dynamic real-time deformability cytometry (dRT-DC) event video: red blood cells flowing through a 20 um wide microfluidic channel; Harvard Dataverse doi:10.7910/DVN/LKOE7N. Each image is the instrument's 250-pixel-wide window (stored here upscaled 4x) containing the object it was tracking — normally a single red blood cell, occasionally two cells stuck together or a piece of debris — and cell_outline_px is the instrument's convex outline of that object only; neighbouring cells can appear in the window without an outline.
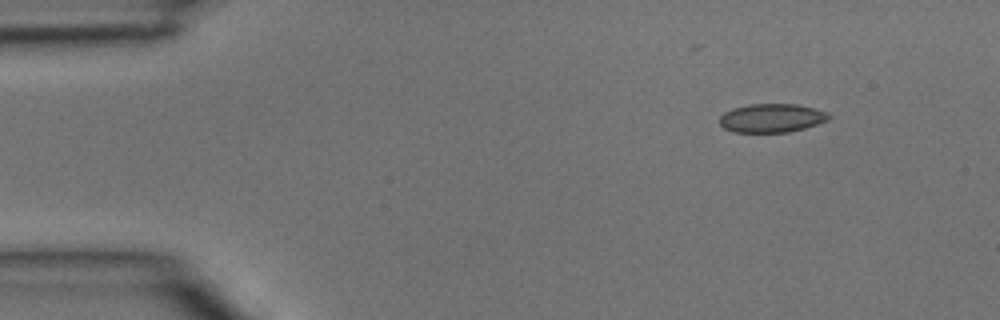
{"species": "common noctule bat (a hibernating species)", "species_latin": "Nyctalus noctula", "temperature_condition": "room temperature", "stored_images_in_passage": 3, "camera_frame_rate_fps": 3000, "um_per_image_px": 0.085, "animal": {"sex": "male", "body_mass_g": 15.6}, "frame": {"image": 1, "passage_image": 1, "time_ms": 0.0, "image_size_px": [1000, 320], "cell_outline_px": [[832, 116], [828, 120], [804, 128], [788, 132], [732, 132], [724, 128], [720, 124], [720, 116], [724, 112], [732, 108], [748, 104], [796, 104], [828, 112]], "centroid_in_image_um": [65.57, 10.03], "position_along_channel_um": 19.4, "area_um2": 18.26}}
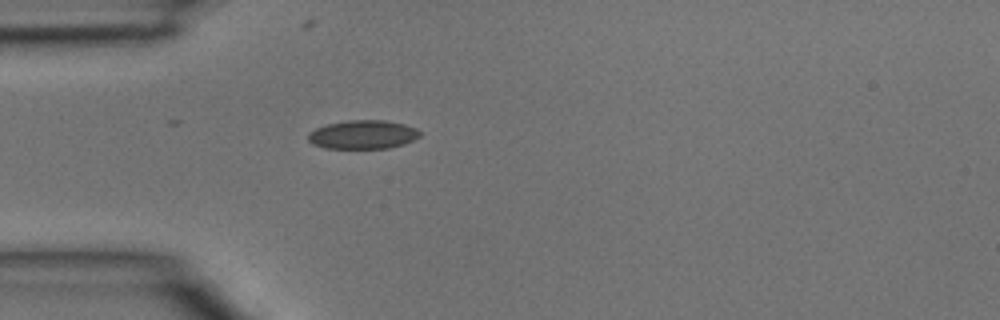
{"frame": {"image": 2, "passage_image": 3, "time_ms": 0.667, "image_size_px": [1000, 320], "cell_outline_px": [[420, 136], [404, 144], [388, 148], [324, 148], [312, 144], [308, 140], [308, 132], [316, 128], [328, 124], [348, 120], [384, 120], [404, 124], [416, 128], [420, 132]], "centroid_in_image_um": [30.83, 11.44], "position_along_channel_um": 54.2, "area_um2": 18.67}}